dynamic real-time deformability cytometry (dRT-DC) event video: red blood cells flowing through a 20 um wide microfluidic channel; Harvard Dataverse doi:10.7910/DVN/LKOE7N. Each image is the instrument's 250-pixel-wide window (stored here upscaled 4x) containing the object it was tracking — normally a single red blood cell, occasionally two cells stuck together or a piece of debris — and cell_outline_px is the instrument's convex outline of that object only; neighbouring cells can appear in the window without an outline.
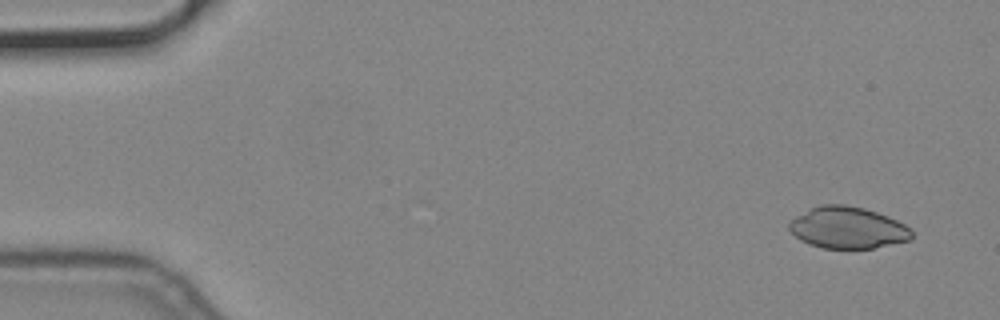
{"species": "common noctule bat (a hibernating species)", "species_latin": "Nyctalus noctula", "temperature_condition": "cold", "stored_images_in_passage": 7, "segment_of_instrument_passage": [1, 2], "camera_frame_rate_fps": 3000, "um_per_image_px": 0.085, "animal": {"sex": "male", "body_mass_g": 19.2, "forearm_length_mm": 51.8}, "frame": {"image": 1, "passage_image": 1, "time_ms": 0.0, "image_size_px": [1000, 320], "cell_outline_px": [[912, 236], [908, 240], [872, 248], [824, 248], [808, 244], [800, 240], [788, 228], [788, 224], [796, 216], [820, 204], [844, 204], [864, 208], [888, 216], [904, 224], [912, 232]], "centroid_in_image_um": [72.03, 19.35], "position_along_channel_um": 13.0, "area_um2": 29.42}}